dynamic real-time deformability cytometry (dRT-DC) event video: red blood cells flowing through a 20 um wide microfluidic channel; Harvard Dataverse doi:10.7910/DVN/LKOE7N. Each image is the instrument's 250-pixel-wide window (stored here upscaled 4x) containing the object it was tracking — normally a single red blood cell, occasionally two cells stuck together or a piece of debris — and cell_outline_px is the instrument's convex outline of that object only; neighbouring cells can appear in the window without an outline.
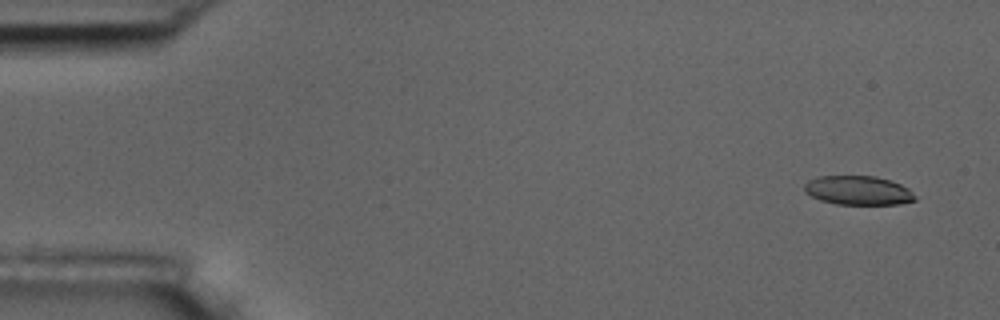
{"species": "common noctule bat (a hibernating species)", "species_latin": "Nyctalus noctula", "temperature_condition": "room temperature", "stored_images_in_passage": 5, "camera_frame_rate_fps": 3000, "um_per_image_px": 0.085, "animal": {"sex": "male", "body_mass_g": 17.5, "forearm_length_mm": 52.3}, "frame": {"image": 1, "passage_image": 1, "time_ms": 0.0, "image_size_px": [1000, 320], "cell_outline_px": [[916, 200], [900, 204], [836, 204], [820, 200], [804, 192], [804, 184], [808, 180], [820, 176], [876, 176], [900, 184], [908, 188], [916, 196]], "centroid_in_image_um": [72.93, 16.18], "position_along_channel_um": 12.1, "area_um2": 18.73}}
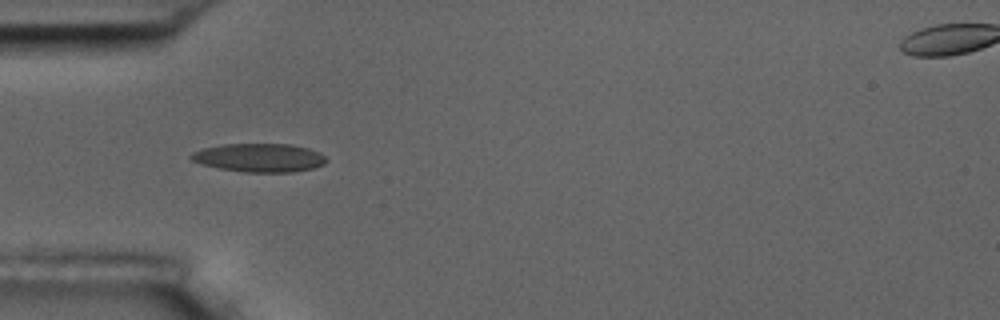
{"frame": {"image": 2, "passage_image": 5, "time_ms": 4.667, "image_size_px": [1000, 320], "cell_outline_px": [[328, 160], [324, 164], [312, 168], [292, 172], [244, 172], [220, 168], [200, 164], [192, 160], [188, 156], [192, 152], [204, 148], [224, 144], [292, 144], [308, 148], [320, 152]], "centroid_in_image_um": [22.05, 13.4], "position_along_channel_um": 63.0, "area_um2": 22.48}}